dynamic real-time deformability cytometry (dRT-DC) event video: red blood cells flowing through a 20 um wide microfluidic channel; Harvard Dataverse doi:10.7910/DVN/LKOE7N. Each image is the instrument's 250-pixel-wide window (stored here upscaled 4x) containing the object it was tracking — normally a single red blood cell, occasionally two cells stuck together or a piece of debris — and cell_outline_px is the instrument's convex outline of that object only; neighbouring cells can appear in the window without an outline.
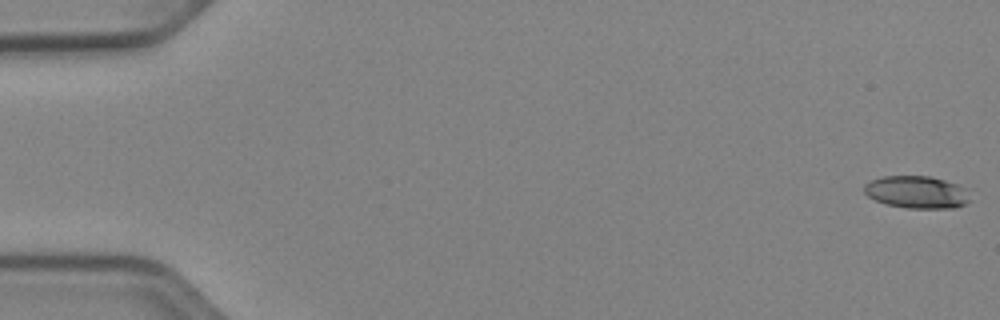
{"species": "Egyptian fruit bat (a non-hibernating species)", "species_latin": "Rousettus aegyptiacus", "temperature_condition": "cold", "stored_images_in_passage": 12, "camera_frame_rate_fps": 3000, "um_per_image_px": 0.085, "animal": {"sex": "female"}, "frame": {"image": 1, "passage_image": 1, "time_ms": 0.0, "image_size_px": [1000, 320], "cell_outline_px": [[968, 200], [964, 204], [956, 208], [908, 208], [888, 204], [876, 200], [868, 196], [864, 192], [864, 184], [880, 176], [932, 176], [956, 184], [964, 188]], "centroid_in_image_um": [77.88, 16.32], "position_along_channel_um": 7.1, "area_um2": 19.71}}